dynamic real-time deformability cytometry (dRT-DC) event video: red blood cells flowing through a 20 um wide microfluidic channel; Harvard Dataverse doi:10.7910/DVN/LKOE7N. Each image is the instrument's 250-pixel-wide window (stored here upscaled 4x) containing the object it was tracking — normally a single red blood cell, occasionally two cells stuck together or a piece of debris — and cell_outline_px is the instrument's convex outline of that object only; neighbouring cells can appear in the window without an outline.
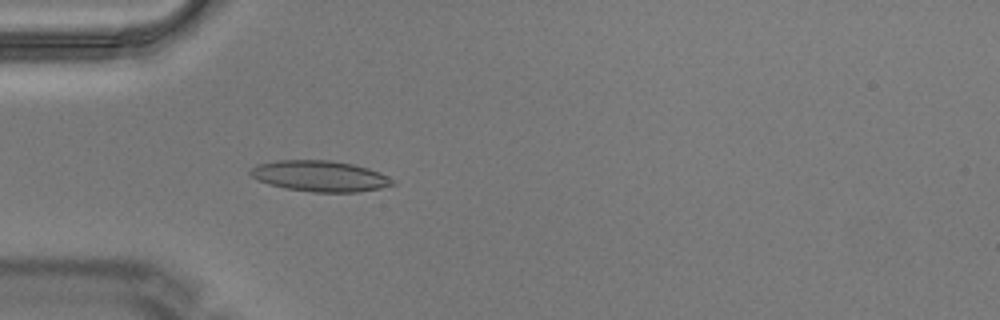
{"species": "Egyptian fruit bat (a non-hibernating species)", "species_latin": "Rousettus aegyptiacus", "temperature_condition": "warm", "stored_images_in_passage": 5, "camera_frame_rate_fps": 3000, "um_per_image_px": 0.085, "animal": {"sex": "male"}, "frame": {"image": 1, "passage_image": 5, "time_ms": 1.333, "image_size_px": [1000, 320], "cell_outline_px": [[396, 184], [380, 188], [360, 192], [312, 192], [284, 188], [268, 184], [256, 180], [248, 172], [252, 168], [260, 164], [276, 160], [332, 160], [352, 164], [368, 168], [380, 172], [396, 180]], "centroid_in_image_um": [27.22, 14.97], "position_along_channel_um": 57.8, "area_um2": 25.78}}